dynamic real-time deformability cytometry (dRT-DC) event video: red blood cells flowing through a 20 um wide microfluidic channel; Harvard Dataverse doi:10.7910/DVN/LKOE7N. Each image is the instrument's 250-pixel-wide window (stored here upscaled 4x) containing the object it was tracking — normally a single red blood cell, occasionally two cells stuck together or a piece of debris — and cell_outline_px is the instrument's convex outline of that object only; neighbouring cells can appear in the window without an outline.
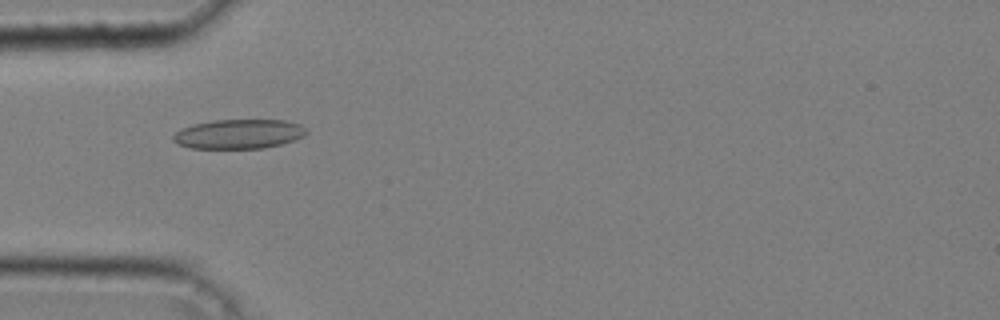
{"species": "common noctule bat (a hibernating species)", "species_latin": "Nyctalus noctula", "temperature_condition": "cold", "stored_images_in_passage": 13, "camera_frame_rate_fps": 3000, "um_per_image_px": 0.085, "animal": {"sex": "male", "body_mass_g": 20.4}, "frame": {"image": 1, "passage_image": 9, "time_ms": 2.667, "image_size_px": [1000, 320], "cell_outline_px": [[308, 132], [304, 136], [280, 144], [264, 148], [192, 148], [180, 144], [172, 140], [172, 136], [180, 128], [192, 124], [212, 120], [284, 120], [300, 124], [308, 128]], "centroid_in_image_um": [20.3, 11.38], "position_along_channel_um": 64.7, "area_um2": 22.89}}
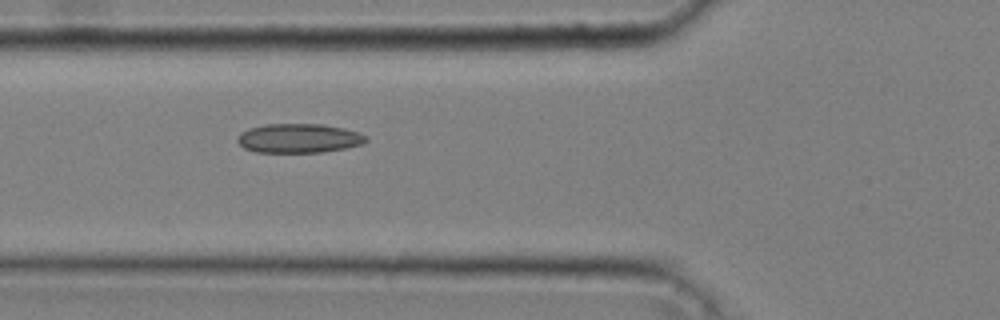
{"frame": {"image": 2, "passage_image": 12, "time_ms": 3.667, "image_size_px": [1000, 320], "cell_outline_px": [[368, 140], [364, 144], [324, 152], [256, 152], [244, 148], [236, 140], [240, 132], [248, 128], [264, 124], [324, 124], [344, 128], [360, 132], [368, 136]], "centroid_in_image_um": [25.42, 11.74], "position_along_channel_um": 100.4, "area_um2": 22.14}}